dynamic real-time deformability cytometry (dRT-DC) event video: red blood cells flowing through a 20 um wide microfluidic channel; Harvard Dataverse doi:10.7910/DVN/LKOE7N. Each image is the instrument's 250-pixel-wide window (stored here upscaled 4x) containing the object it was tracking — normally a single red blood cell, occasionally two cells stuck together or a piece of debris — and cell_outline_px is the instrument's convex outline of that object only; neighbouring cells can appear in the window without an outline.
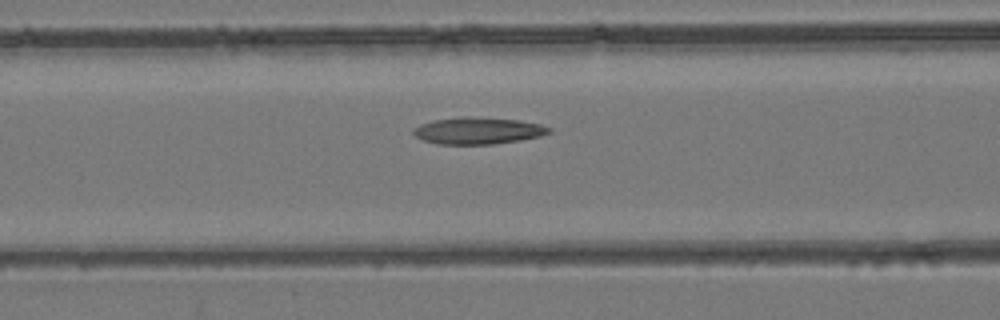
{"species": "common noctule bat (a hibernating species)", "species_latin": "Nyctalus noctula", "temperature_condition": "room temperature", "stored_images_in_passage": 48, "camera_frame_rate_fps": 3000, "um_per_image_px": 0.085, "animal": {"sex": "female", "body_mass_g": 24.6, "forearm_length_mm": 56.2}, "frame": {"image": 1, "passage_image": 20, "time_ms": 6.333, "image_size_px": [1000, 320], "cell_outline_px": [[552, 132], [540, 136], [520, 140], [492, 144], [436, 144], [424, 140], [416, 136], [412, 132], [412, 128], [420, 124], [432, 120], [468, 116], [520, 120], [540, 124], [552, 128]], "centroid_in_image_um": [40.63, 11.1], "position_along_channel_um": 126.0, "area_um2": 21.27}}
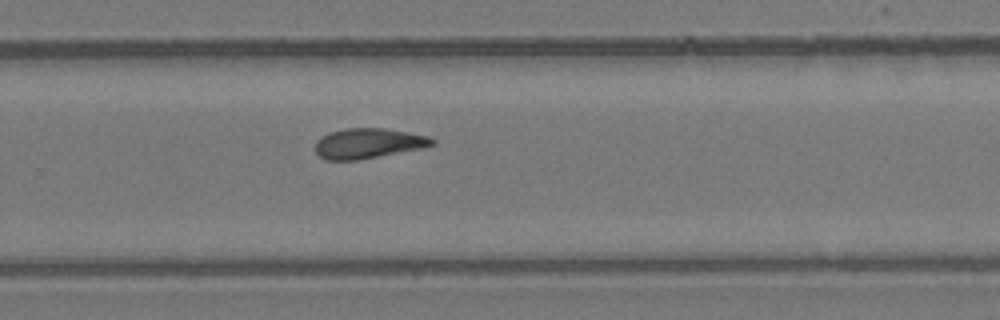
{"frame": {"image": 2, "passage_image": 32, "time_ms": 10.333, "image_size_px": [1000, 320], "cell_outline_px": [[436, 144], [420, 148], [356, 160], [324, 160], [316, 152], [316, 140], [320, 136], [328, 132], [344, 128], [388, 128], [428, 136], [436, 140]], "centroid_in_image_um": [31.27, 12.16], "position_along_channel_um": 298.5, "area_um2": 20.52}}
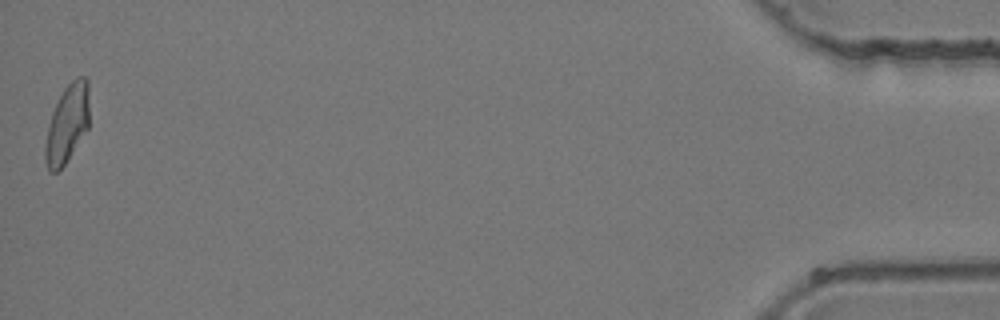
{"frame": {"image": 3, "passage_image": 48, "time_ms": 15.667, "image_size_px": [1000, 320], "cell_outline_px": [[88, 128], [64, 164], [56, 172], [48, 172], [44, 156], [44, 148], [48, 124], [52, 112], [64, 88], [76, 76], [84, 76], [88, 80]], "centroid_in_image_um": [5.69, 10.51], "position_along_channel_um": 429.5, "area_um2": 19.94}}